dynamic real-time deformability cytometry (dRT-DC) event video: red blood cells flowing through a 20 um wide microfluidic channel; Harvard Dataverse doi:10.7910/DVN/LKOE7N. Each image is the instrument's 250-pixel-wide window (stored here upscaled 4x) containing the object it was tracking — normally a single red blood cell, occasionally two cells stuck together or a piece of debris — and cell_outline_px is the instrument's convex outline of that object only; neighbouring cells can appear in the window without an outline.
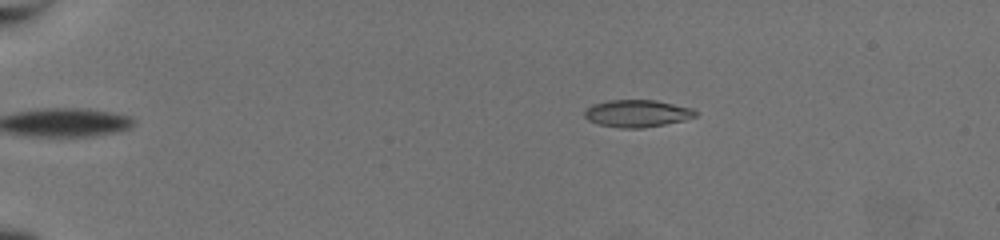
{"species": "common noctule bat (a hibernating species)", "species_latin": "Nyctalus noctula", "temperature_condition": "warm", "stored_images_in_passage": 47, "camera_frame_rate_fps": 3000, "um_per_image_px": 0.085, "animal": {"sex": "female", "body_mass_g": 19.5, "forearm_length_mm": 54.1}, "frame": {"image": 1, "passage_image": 1, "time_ms": 0.0, "image_size_px": [1000, 240], "cell_outline_px": [[696, 116], [684, 120], [644, 128], [620, 128], [600, 124], [588, 120], [584, 116], [584, 112], [592, 104], [608, 100], [656, 100], [692, 108], [696, 112]], "centroid_in_image_um": [54.14, 9.64], "position_along_channel_um": 30.9, "area_um2": 17.51}}
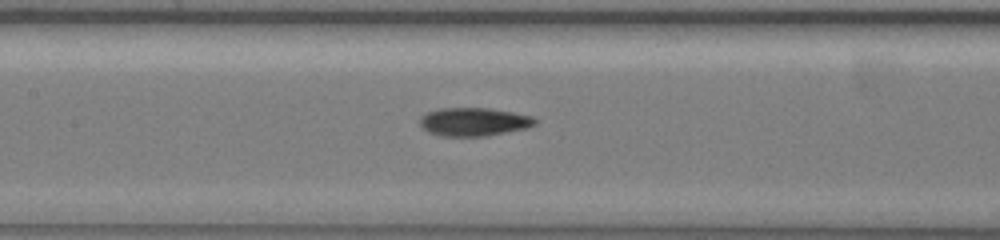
{"frame": {"image": 2, "passage_image": 20, "time_ms": 6.333, "image_size_px": [1000, 240], "cell_outline_px": [[536, 124], [528, 128], [488, 136], [440, 136], [428, 132], [420, 124], [420, 116], [428, 112], [440, 108], [488, 108], [512, 112], [532, 116], [536, 120]], "centroid_in_image_um": [40.28, 10.36], "position_along_channel_um": 167.1, "area_um2": 19.07}}
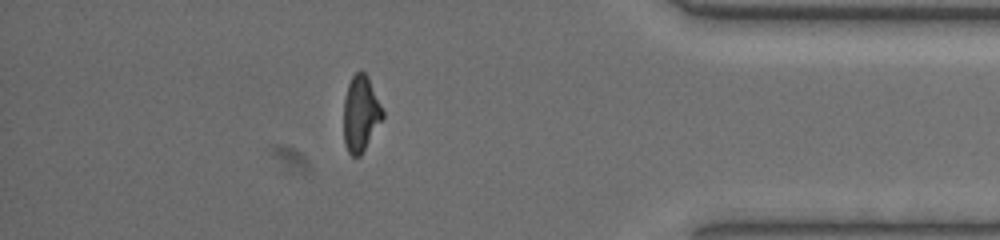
{"frame": {"image": 3, "passage_image": 41, "time_ms": 13.333, "image_size_px": [1000, 240], "cell_outline_px": [[384, 116], [360, 156], [352, 156], [348, 152], [344, 144], [344, 96], [348, 84], [352, 76], [360, 68], [368, 76], [384, 112]], "centroid_in_image_um": [30.64, 9.63], "position_along_channel_um": 404.6, "area_um2": 17.22}, "authors_computed_cell_mechanics": {"area_um2": 18.1492, "velocity_mm_per_s": 3.7523, "shape_relaxation_time_tau1_ms": 5.3213, "shape_relaxation_time_tau2_ms": 2.5034, "deformation_change_tau1": 0.201, "deformation_change_tau2": 0.0827}}